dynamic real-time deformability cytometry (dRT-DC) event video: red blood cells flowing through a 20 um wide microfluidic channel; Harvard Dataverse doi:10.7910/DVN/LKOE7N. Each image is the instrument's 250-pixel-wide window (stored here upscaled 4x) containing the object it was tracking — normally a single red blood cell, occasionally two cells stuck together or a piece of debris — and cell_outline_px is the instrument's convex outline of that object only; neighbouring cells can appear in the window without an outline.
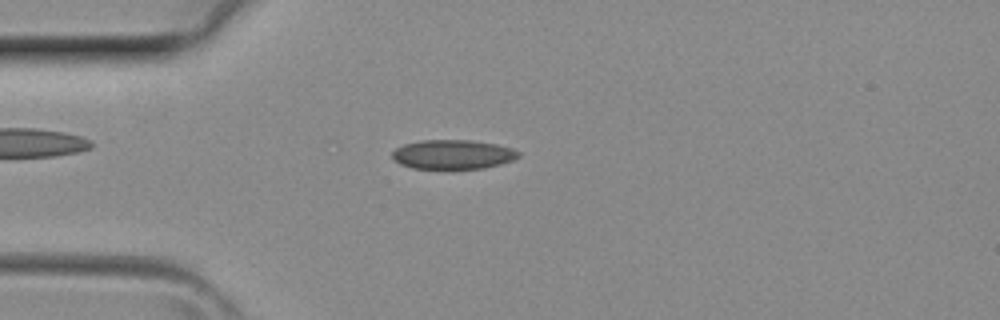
{"species": "common noctule bat (a hibernating species)", "species_latin": "Nyctalus noctula", "temperature_condition": "room temperature", "stored_images_in_passage": 4, "camera_frame_rate_fps": 3000, "um_per_image_px": 0.085, "animal": {"sex": "female", "body_mass_g": 29.2, "forearm_length_mm": 56.3}, "frame": {"image": 1, "passage_image": 3, "time_ms": 0.667, "image_size_px": [1000, 320], "cell_outline_px": [[520, 156], [512, 160], [500, 164], [484, 168], [412, 168], [400, 164], [392, 156], [392, 152], [396, 148], [404, 144], [420, 140], [472, 140], [496, 144], [512, 148], [520, 152]], "centroid_in_image_um": [38.5, 13.11], "position_along_channel_um": 46.5, "area_um2": 21.44}}